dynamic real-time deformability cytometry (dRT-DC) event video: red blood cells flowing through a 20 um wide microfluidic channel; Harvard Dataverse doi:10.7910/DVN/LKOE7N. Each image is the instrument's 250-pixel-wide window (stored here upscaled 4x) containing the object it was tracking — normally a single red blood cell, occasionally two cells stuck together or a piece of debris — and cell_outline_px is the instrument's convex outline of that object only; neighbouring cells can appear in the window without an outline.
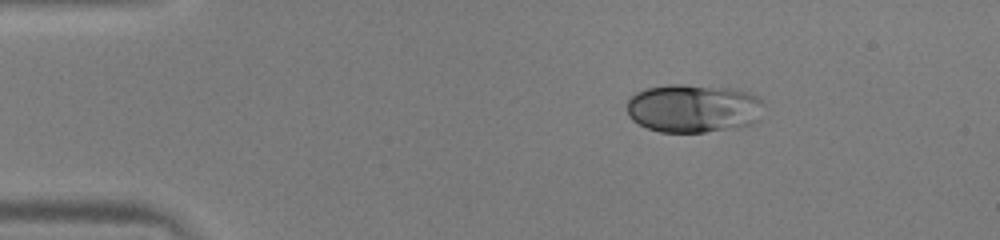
{"species": "human", "species_latin": "Homo sapiens", "temperature_condition": "warm", "stored_images_in_passage": 44, "camera_frame_rate_fps": 3000, "um_per_image_px": 0.085, "donor": {"sex": "male"}, "frame": {"image": 1, "passage_image": 1, "time_ms": 0.0, "image_size_px": [1000, 240], "cell_outline_px": [[760, 120], [752, 124], [736, 128], [704, 132], [660, 132], [648, 128], [632, 120], [628, 116], [628, 100], [636, 92], [648, 88], [668, 84], [684, 84], [728, 88], [748, 92], [756, 96], [760, 100]], "centroid_in_image_um": [58.92, 9.21], "position_along_channel_um": 26.1, "area_um2": 38.55}}
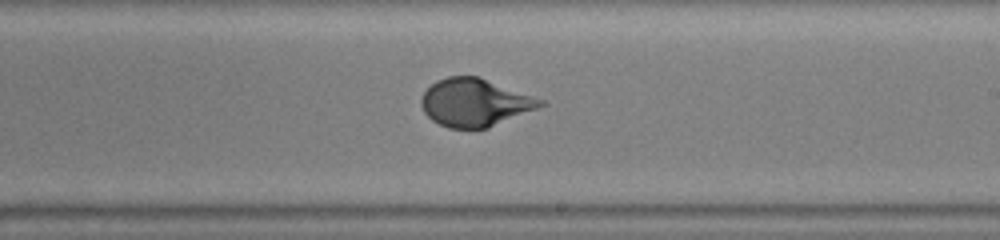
{"frame": {"image": 2, "passage_image": 23, "time_ms": 7.333, "image_size_px": [1000, 240], "cell_outline_px": [[548, 104], [488, 128], [448, 128], [432, 120], [424, 112], [420, 104], [420, 100], [424, 92], [436, 80], [448, 76], [480, 76], [544, 100]], "centroid_in_image_um": [40.37, 8.7], "position_along_channel_um": 248.6, "area_um2": 33.23}}
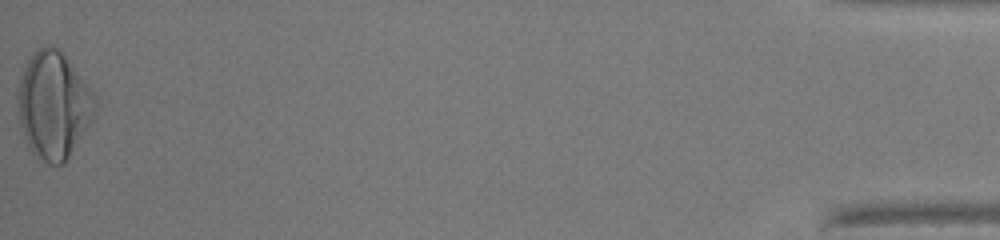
{"frame": {"image": 3, "passage_image": 44, "time_ms": 14.333, "image_size_px": [1000, 240], "cell_outline_px": [[96, 112], [92, 120], [64, 164], [48, 164], [40, 160], [32, 152], [24, 136], [20, 124], [16, 104], [16, 92], [24, 68], [28, 60], [36, 48], [48, 44], [56, 48], [68, 60], [84, 80], [92, 92], [96, 100]], "centroid_in_image_um": [4.52, 8.95], "position_along_channel_um": 430.7, "area_um2": 48.03}, "authors_computed_cell_mechanics": {"area_um2": 33.9286, "velocity_mm_per_s": 4.0034, "shape_relaxation_time_tau1_ms": 4.2075, "shape_relaxation_time_tau2_ms": null, "deformation_change_tau1": 0.2308, "deformation_change_tau2": null}}